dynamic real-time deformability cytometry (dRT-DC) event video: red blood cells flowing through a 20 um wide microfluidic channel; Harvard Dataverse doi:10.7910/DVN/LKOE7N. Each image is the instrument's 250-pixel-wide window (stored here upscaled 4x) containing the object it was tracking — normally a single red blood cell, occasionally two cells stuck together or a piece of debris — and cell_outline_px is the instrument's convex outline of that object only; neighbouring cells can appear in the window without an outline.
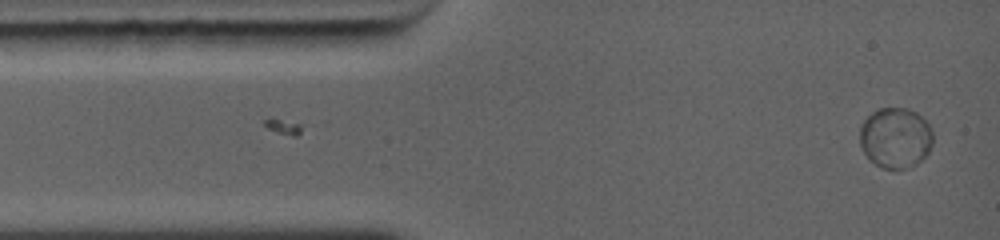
{"species": "common noctule bat (a hibernating species)", "species_latin": "Nyctalus noctula", "temperature_condition": "warm", "stored_images_in_passage": 10, "camera_frame_rate_fps": 5000, "um_per_image_px": 0.085, "animal": {"sex": "female", "body_mass_g": 19.0, "forearm_length_mm": 56.7}, "frame": {"image": 1, "passage_image": 1, "time_ms": 0.0, "image_size_px": [1000, 240], "cell_outline_px": [[932, 144], [928, 152], [916, 164], [904, 168], [884, 168], [868, 160], [860, 148], [860, 124], [872, 112], [880, 108], [904, 108], [916, 112], [928, 124], [932, 132]], "centroid_in_image_um": [76.07, 11.71], "position_along_channel_um": 8.9, "area_um2": 25.72}}
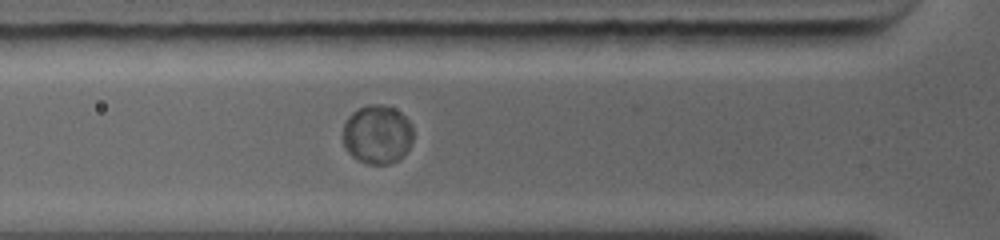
{"frame": {"image": 2, "passage_image": 5, "time_ms": 3.4, "image_size_px": [1000, 240], "cell_outline_px": [[412, 140], [408, 148], [400, 160], [388, 164], [368, 164], [352, 156], [348, 152], [344, 144], [344, 124], [348, 116], [352, 112], [368, 104], [384, 104], [400, 112], [408, 120], [412, 128]], "centroid_in_image_um": [32.07, 11.43], "position_along_channel_um": 93.7, "area_um2": 23.99}}
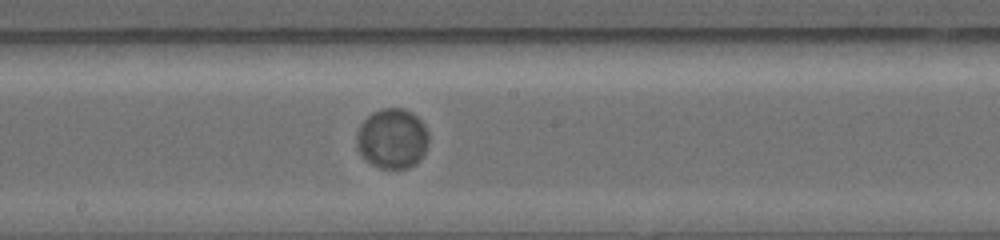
{"frame": {"image": 3, "passage_image": 10, "time_ms": 6.2, "image_size_px": [1000, 240], "cell_outline_px": [[428, 140], [424, 152], [420, 160], [416, 164], [408, 168], [380, 168], [364, 160], [360, 156], [356, 148], [356, 140], [360, 124], [372, 112], [384, 108], [404, 108], [412, 112], [420, 120], [428, 136]], "centroid_in_image_um": [33.3, 11.79], "position_along_channel_um": 214.9, "area_um2": 25.26}}